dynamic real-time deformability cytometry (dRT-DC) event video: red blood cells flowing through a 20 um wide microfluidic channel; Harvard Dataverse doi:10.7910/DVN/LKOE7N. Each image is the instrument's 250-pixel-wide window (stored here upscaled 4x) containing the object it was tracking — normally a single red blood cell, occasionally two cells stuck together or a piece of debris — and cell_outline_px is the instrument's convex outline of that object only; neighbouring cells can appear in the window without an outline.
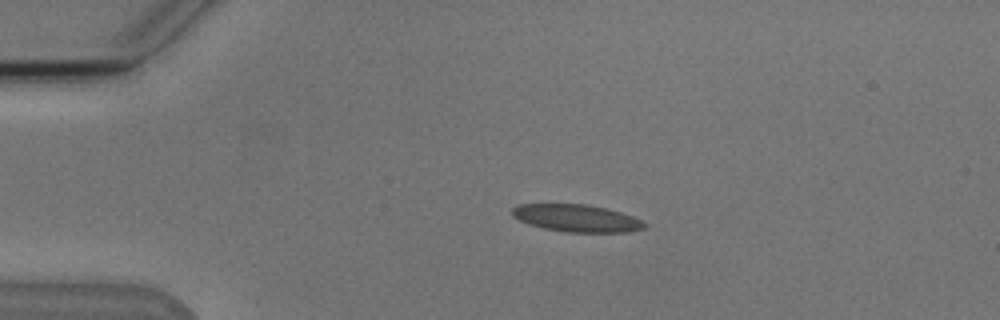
{"species": "Egyptian fruit bat (a non-hibernating species)", "species_latin": "Rousettus aegyptiacus", "temperature_condition": "cold", "stored_images_in_passage": 2, "camera_frame_rate_fps": 3000, "um_per_image_px": 0.085, "animal": {"sex": "male"}, "frame": {"image": 1, "passage_image": 1, "time_ms": 0.0, "image_size_px": [1000, 320], "cell_outline_px": [[648, 224], [644, 228], [628, 232], [564, 232], [544, 228], [528, 224], [512, 216], [512, 208], [516, 204], [584, 204], [604, 208], [620, 212], [632, 216]], "centroid_in_image_um": [48.99, 18.54], "position_along_channel_um": 36.0, "area_um2": 20.98}}